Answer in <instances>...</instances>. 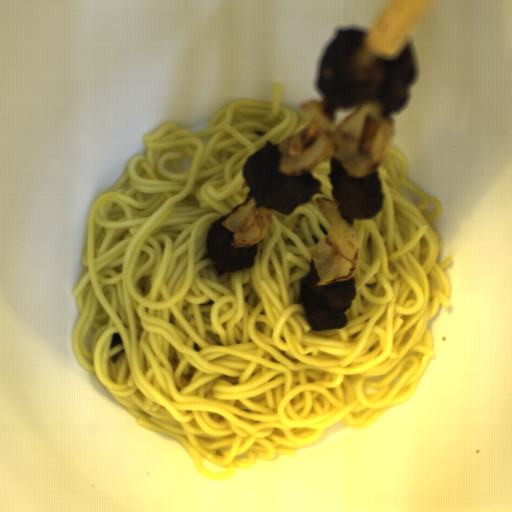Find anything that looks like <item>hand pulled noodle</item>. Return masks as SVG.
<instances>
[{
    "label": "hand pulled noodle",
    "instance_id": "1",
    "mask_svg": "<svg viewBox=\"0 0 512 512\" xmlns=\"http://www.w3.org/2000/svg\"><path fill=\"white\" fill-rule=\"evenodd\" d=\"M311 120L281 105L275 82L270 101L236 100L204 131L166 123L90 208L72 352L207 479L293 458L333 423L361 430L403 405L435 358L428 323L450 308L452 260L439 262L432 223L442 204L408 179V158L393 146L375 167L381 209L342 218L359 243L345 326L313 331L301 290L330 228L317 199L334 201L333 152L309 170L321 193L290 214L272 209L251 267H213L208 230L247 198L248 159Z\"/></svg>",
    "mask_w": 512,
    "mask_h": 512
}]
</instances>
